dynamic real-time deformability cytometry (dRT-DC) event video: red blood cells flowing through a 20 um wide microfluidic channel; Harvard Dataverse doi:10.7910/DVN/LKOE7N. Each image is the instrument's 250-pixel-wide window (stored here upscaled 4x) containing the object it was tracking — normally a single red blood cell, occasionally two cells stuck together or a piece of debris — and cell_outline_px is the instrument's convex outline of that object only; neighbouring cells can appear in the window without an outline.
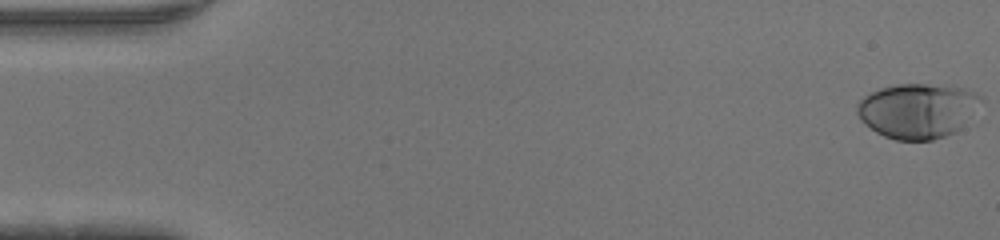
{"species": "human", "species_latin": "Homo sapiens", "temperature_condition": "warm", "stored_images_in_passage": 47, "camera_frame_rate_fps": 3000, "um_per_image_px": 0.085, "donor": {"sex": "male"}, "frame": {"image": 1, "passage_image": 1, "time_ms": 0.0, "image_size_px": [1000, 240], "cell_outline_px": [[984, 100], [960, 128], [956, 132], [932, 140], [896, 140], [884, 136], [876, 132], [860, 120], [856, 112], [856, 104], [864, 96], [880, 88], [900, 84], [924, 84], [964, 88], [976, 92], [984, 96]], "centroid_in_image_um": [78.0, 9.4], "position_along_channel_um": 7.0, "area_um2": 39.65}}
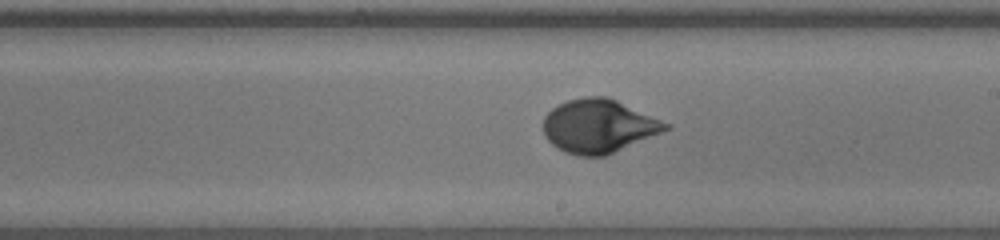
{"frame": {"image": 2, "passage_image": 27, "time_ms": 8.667, "image_size_px": [1000, 240], "cell_outline_px": [[672, 128], [604, 156], [580, 156], [564, 152], [552, 144], [544, 136], [544, 116], [552, 108], [568, 100], [584, 96], [608, 96], [672, 124]], "centroid_in_image_um": [50.9, 10.7], "position_along_channel_um": 238.1, "area_um2": 38.21}}
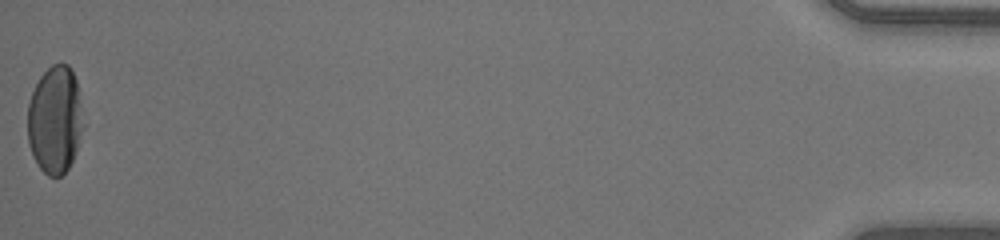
{"frame": {"image": 3, "passage_image": 47, "time_ms": 15.333, "image_size_px": [1000, 240], "cell_outline_px": [[84, 124], [76, 152], [68, 168], [60, 176], [48, 176], [40, 168], [32, 156], [28, 144], [28, 104], [32, 92], [40, 76], [52, 64], [68, 64], [76, 80]], "centroid_in_image_um": [4.67, 10.2], "position_along_channel_um": 430.5, "area_um2": 34.85}}